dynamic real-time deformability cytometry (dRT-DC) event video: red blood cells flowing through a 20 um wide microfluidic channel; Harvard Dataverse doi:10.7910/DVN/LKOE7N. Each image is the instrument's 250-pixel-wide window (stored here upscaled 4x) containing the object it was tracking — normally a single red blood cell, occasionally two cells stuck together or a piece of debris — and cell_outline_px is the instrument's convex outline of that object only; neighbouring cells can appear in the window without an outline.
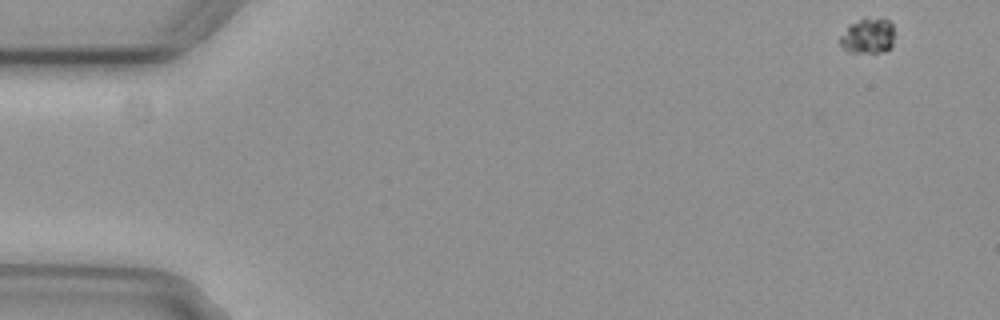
{"species": "common noctule bat (a hibernating species)", "species_latin": "Nyctalus noctula", "temperature_condition": "cold", "stored_images_in_passage": 5, "camera_frame_rate_fps": 3000, "um_per_image_px": 0.085, "animal": {"sex": "female", "body_mass_g": 29.2, "forearm_length_mm": 56.3}, "frame": {"image": 1, "passage_image": 1, "time_ms": 0.0, "image_size_px": [1000, 320], "cell_outline_px": [[892, 48], [884, 52], [848, 52], [840, 44], [840, 36], [848, 24], [864, 16], [888, 20], [892, 24]], "centroid_in_image_um": [73.74, 3.03], "position_along_channel_um": 11.3, "area_um2": 11.39}}